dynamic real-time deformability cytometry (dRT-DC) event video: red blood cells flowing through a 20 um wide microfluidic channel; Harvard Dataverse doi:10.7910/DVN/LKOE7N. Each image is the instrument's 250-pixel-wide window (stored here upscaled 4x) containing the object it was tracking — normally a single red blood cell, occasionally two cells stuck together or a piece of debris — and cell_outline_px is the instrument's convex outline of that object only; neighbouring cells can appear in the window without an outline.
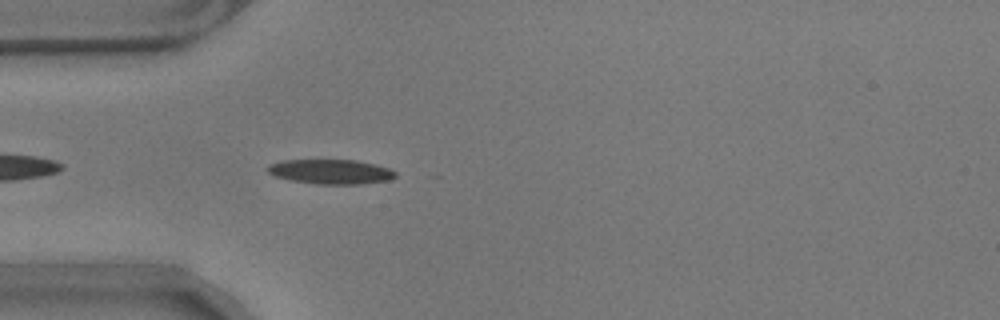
{"species": "common noctule bat (a hibernating species)", "species_latin": "Nyctalus noctula", "temperature_condition": "warm", "stored_images_in_passage": 35, "camera_frame_rate_fps": 3000, "um_per_image_px": 0.085, "animal": {"sex": "male", "body_mass_g": 17.9}, "frame": {"image": 1, "passage_image": 5, "time_ms": 1.333, "image_size_px": [1000, 320], "cell_outline_px": [[396, 176], [388, 180], [360, 184], [316, 184], [292, 180], [276, 176], [268, 172], [264, 168], [268, 164], [280, 160], [356, 160], [376, 164], [388, 168], [396, 172]], "centroid_in_image_um": [28.09, 14.58], "position_along_channel_um": 56.9, "area_um2": 18.38}}
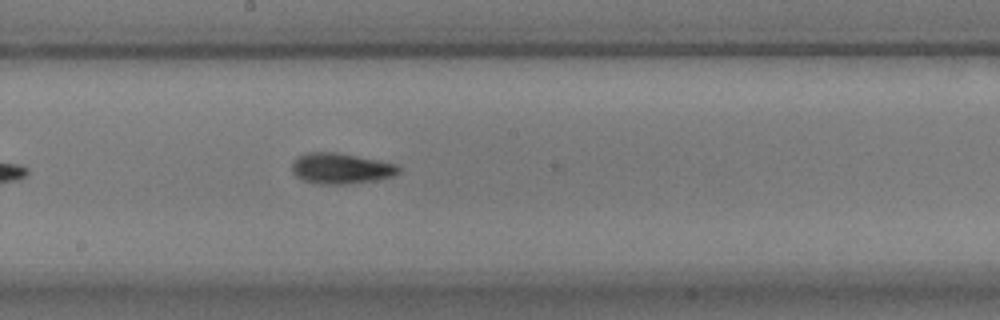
{"frame": {"image": 2, "passage_image": 19, "time_ms": 6.0, "image_size_px": [1000, 320], "cell_outline_px": [[400, 172], [392, 176], [372, 180], [344, 184], [320, 184], [304, 180], [296, 176], [292, 172], [292, 160], [296, 156], [308, 152], [336, 152], [380, 160], [400, 164]], "centroid_in_image_um": [28.97, 14.29], "position_along_channel_um": 219.2, "area_um2": 19.19}}
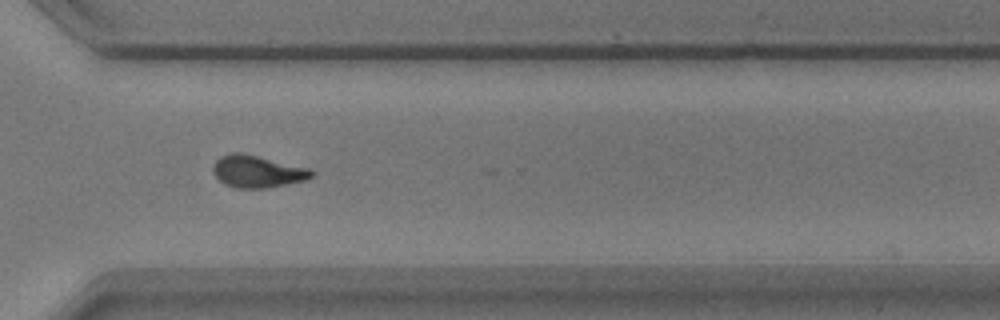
{"frame": {"image": 3, "passage_image": 30, "time_ms": 9.667, "image_size_px": [1000, 320], "cell_outline_px": [[316, 172], [312, 176], [304, 180], [264, 188], [236, 188], [224, 184], [212, 172], [212, 164], [220, 156], [232, 152], [244, 152], [308, 168]], "centroid_in_image_um": [21.82, 14.55], "position_along_channel_um": 348.8, "area_um2": 18.5}, "authors_computed_cell_mechanics": {"area_um2": 18.3804, "velocity_mm_per_s": 3.5311, "shape_relaxation_time_tau1_ms": 3.5677, "shape_relaxation_time_tau2_ms": 1.1984, "deformation_change_tau1": 0.1673, "deformation_change_tau2": 0.0695}}